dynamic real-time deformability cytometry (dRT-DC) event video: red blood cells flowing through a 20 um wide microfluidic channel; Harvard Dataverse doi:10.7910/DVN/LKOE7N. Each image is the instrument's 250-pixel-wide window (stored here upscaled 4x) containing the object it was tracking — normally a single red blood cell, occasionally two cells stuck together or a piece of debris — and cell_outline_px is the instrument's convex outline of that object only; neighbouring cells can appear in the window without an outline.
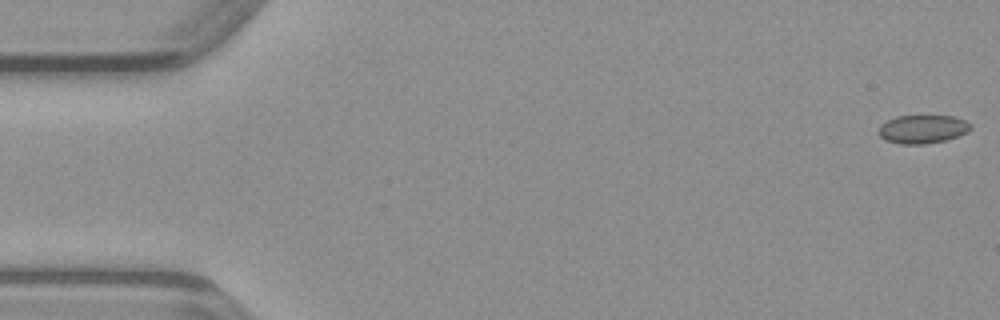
{"species": "common noctule bat (a hibernating species)", "species_latin": "Nyctalus noctula", "temperature_condition": "warm", "stored_images_in_passage": 17, "camera_frame_rate_fps": 3000, "um_per_image_px": 0.085, "animal": {"sex": "male", "body_mass_g": 23.1, "forearm_length_mm": 52.7}, "frame": {"image": 1, "passage_image": 1, "time_ms": 0.0, "image_size_px": [1000, 320], "cell_outline_px": [[972, 128], [968, 132], [944, 140], [924, 144], [900, 144], [884, 140], [876, 132], [880, 124], [896, 116], [952, 116], [964, 120], [972, 124]], "centroid_in_image_um": [78.38, 10.98], "position_along_channel_um": 6.6, "area_um2": 15.32}}
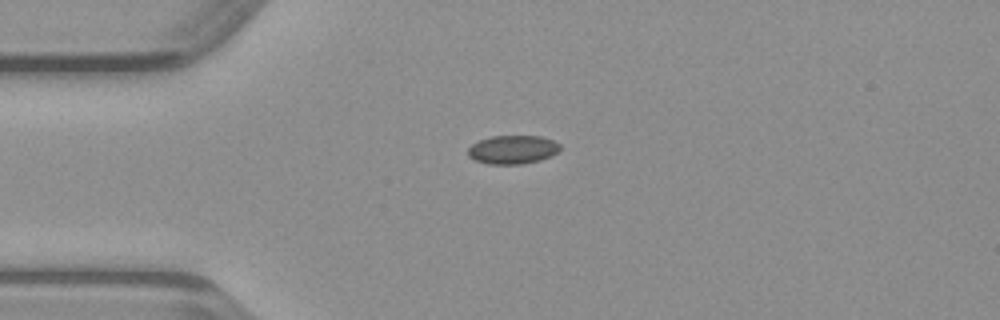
{"frame": {"image": 2, "passage_image": 12, "time_ms": 3.667, "image_size_px": [1000, 320], "cell_outline_px": [[560, 148], [556, 152], [540, 160], [520, 164], [488, 164], [476, 160], [468, 156], [468, 148], [472, 144], [480, 140], [492, 136], [540, 136], [552, 140], [560, 144]], "centroid_in_image_um": [43.55, 12.71], "position_along_channel_um": 41.4, "area_um2": 15.14}}
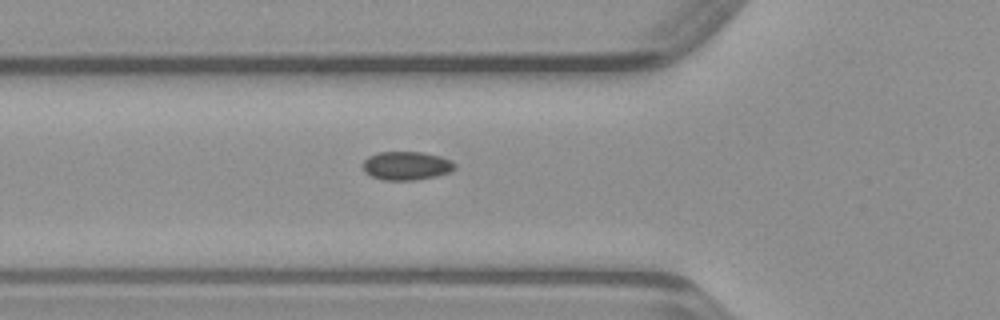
{"frame": {"image": 3, "passage_image": 17, "time_ms": 5.333, "image_size_px": [1000, 320], "cell_outline_px": [[456, 168], [448, 172], [436, 176], [416, 180], [384, 180], [372, 176], [364, 172], [364, 160], [368, 156], [376, 152], [424, 152], [440, 156], [452, 160], [456, 164]], "centroid_in_image_um": [34.56, 14.08], "position_along_channel_um": 91.2, "area_um2": 15.37}}